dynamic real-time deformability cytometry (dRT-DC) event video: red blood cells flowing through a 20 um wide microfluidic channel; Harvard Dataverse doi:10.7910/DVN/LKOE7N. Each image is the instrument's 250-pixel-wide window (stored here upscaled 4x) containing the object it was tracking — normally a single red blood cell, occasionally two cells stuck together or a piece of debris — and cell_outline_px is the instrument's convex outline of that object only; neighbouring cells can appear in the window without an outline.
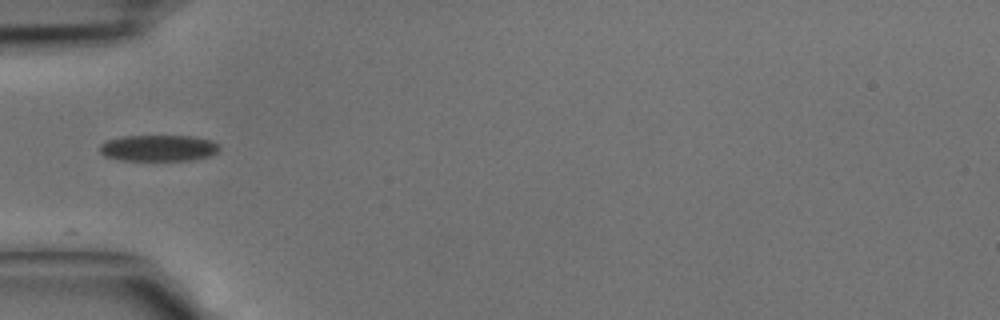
{"species": "common noctule bat (a hibernating species)", "species_latin": "Nyctalus noctula", "temperature_condition": "cold", "stored_images_in_passage": 7, "camera_frame_rate_fps": 3000, "um_per_image_px": 0.085, "animal": {"sex": "male", "body_mass_g": 15.6}, "frame": {"image": 1, "passage_image": 1, "time_ms": 0.0, "image_size_px": [1000, 320], "cell_outline_px": [[220, 148], [216, 152], [208, 156], [192, 160], [120, 160], [104, 156], [100, 152], [100, 144], [108, 140], [120, 136], [192, 136], [212, 140], [220, 144]], "centroid_in_image_um": [13.47, 12.58], "position_along_channel_um": 71.5, "area_um2": 18.38}}